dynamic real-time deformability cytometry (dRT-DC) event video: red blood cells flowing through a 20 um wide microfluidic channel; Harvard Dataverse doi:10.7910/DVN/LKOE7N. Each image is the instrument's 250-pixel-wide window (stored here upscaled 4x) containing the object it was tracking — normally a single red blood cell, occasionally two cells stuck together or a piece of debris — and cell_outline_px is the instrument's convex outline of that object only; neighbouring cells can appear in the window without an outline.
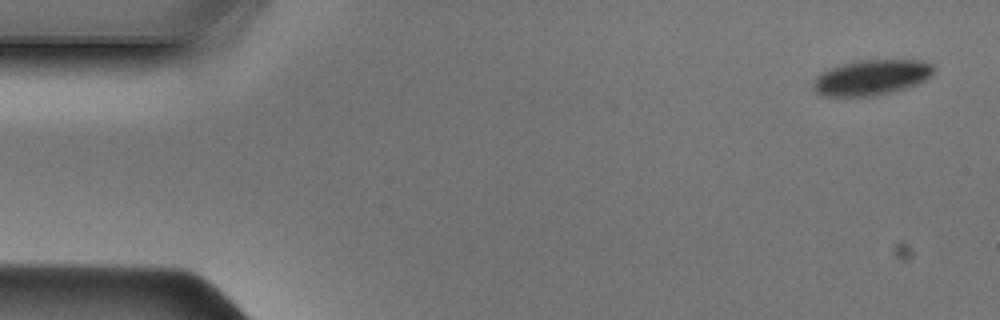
{"species": "Egyptian fruit bat (a non-hibernating species)", "species_latin": "Rousettus aegyptiacus", "temperature_condition": "cold", "stored_images_in_passage": 47, "camera_frame_rate_fps": 3000, "um_per_image_px": 0.085, "animal": {"sex": "male"}, "frame": {"image": 1, "passage_image": 1, "time_ms": 0.0, "image_size_px": [1000, 320], "cell_outline_px": [[932, 76], [916, 84], [892, 92], [872, 96], [820, 96], [812, 88], [812, 84], [816, 76], [832, 68], [844, 64], [860, 60], [916, 60], [932, 64]], "centroid_in_image_um": [74.04, 6.6], "position_along_channel_um": 11.0, "area_um2": 24.51}}
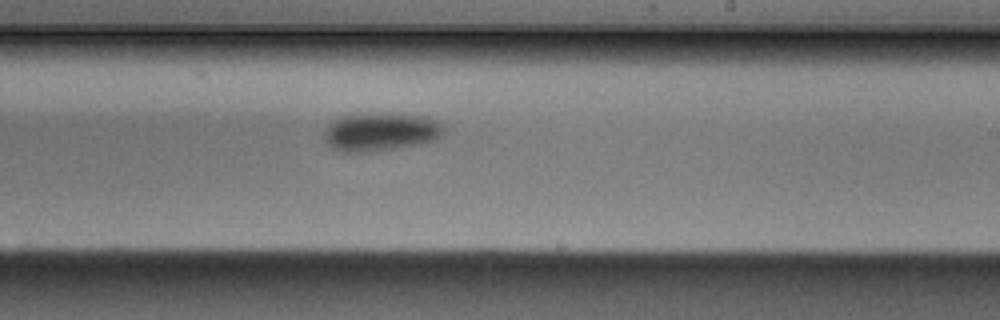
{"frame": {"image": 2, "passage_image": 27, "time_ms": 8.667, "image_size_px": [1000, 320], "cell_outline_px": [[444, 132], [436, 140], [420, 144], [368, 152], [344, 152], [332, 148], [324, 140], [324, 132], [340, 116], [384, 112], [392, 112], [428, 116], [436, 120], [444, 128]], "centroid_in_image_um": [32.4, 11.19], "position_along_channel_um": 256.6, "area_um2": 26.88}}
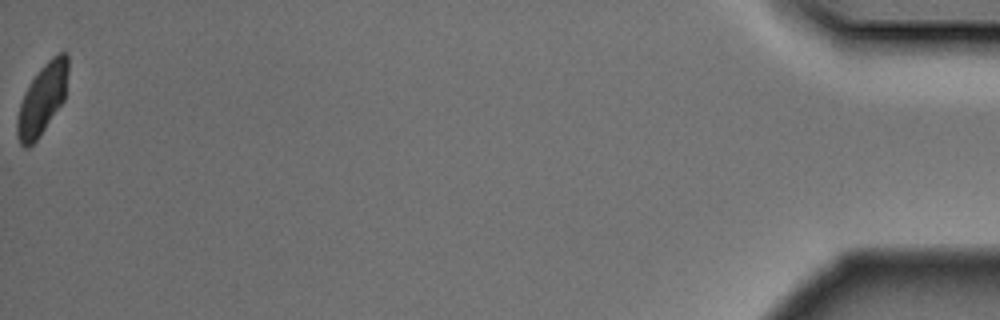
{"frame": {"image": 3, "passage_image": 47, "time_ms": 15.333, "image_size_px": [1000, 320], "cell_outline_px": [[68, 72], [64, 100], [40, 136], [28, 148], [24, 148], [20, 144], [16, 136], [16, 120], [20, 104], [24, 92], [40, 68], [52, 56], [60, 52], [68, 52]], "centroid_in_image_um": [3.58, 8.44], "position_along_channel_um": 431.6, "area_um2": 20.98}}